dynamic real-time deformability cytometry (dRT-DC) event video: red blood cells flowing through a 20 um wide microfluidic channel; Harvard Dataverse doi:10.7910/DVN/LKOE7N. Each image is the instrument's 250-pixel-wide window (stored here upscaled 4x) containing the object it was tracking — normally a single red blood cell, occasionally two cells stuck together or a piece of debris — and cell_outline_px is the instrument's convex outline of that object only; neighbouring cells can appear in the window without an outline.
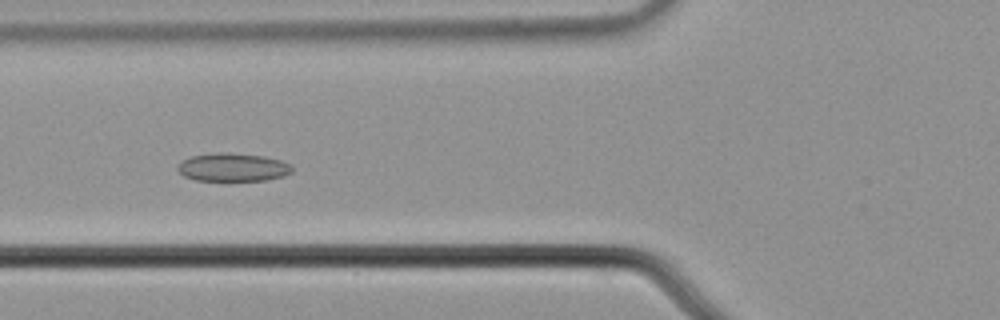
{"species": "common noctule bat (a hibernating species)", "species_latin": "Nyctalus noctula", "temperature_condition": "cold", "stored_images_in_passage": 58, "camera_frame_rate_fps": 3000, "um_per_image_px": 0.085, "animal": {"sex": "male", "body_mass_g": 21.5, "forearm_length_mm": 52.0}, "frame": {"image": 1, "passage_image": 22, "time_ms": 7.0, "image_size_px": [1000, 320], "cell_outline_px": [[292, 172], [284, 176], [264, 180], [196, 180], [184, 176], [176, 168], [184, 160], [192, 156], [220, 152], [224, 152], [264, 156], [280, 160], [292, 164]], "centroid_in_image_um": [19.83, 14.21], "position_along_channel_um": 106.0, "area_um2": 18.61}}
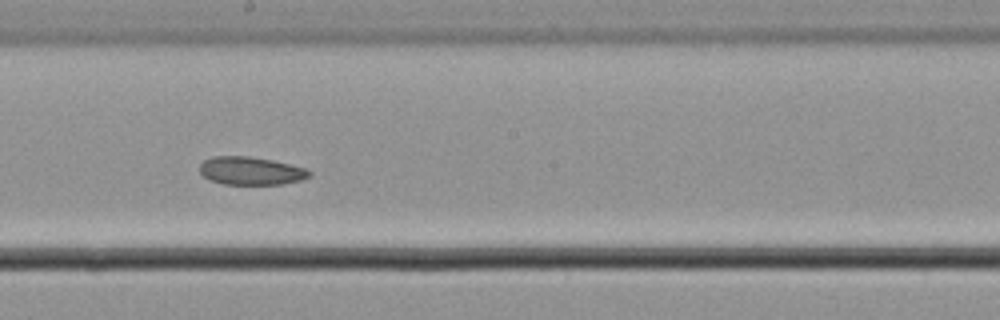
{"frame": {"image": 2, "passage_image": 32, "time_ms": 10.333, "image_size_px": [1000, 320], "cell_outline_px": [[312, 172], [308, 176], [300, 180], [284, 184], [224, 184], [208, 180], [200, 172], [200, 164], [204, 160], [212, 156], [248, 156], [272, 160], [304, 168]], "centroid_in_image_um": [21.28, 14.52], "position_along_channel_um": 226.9, "area_um2": 17.8}}
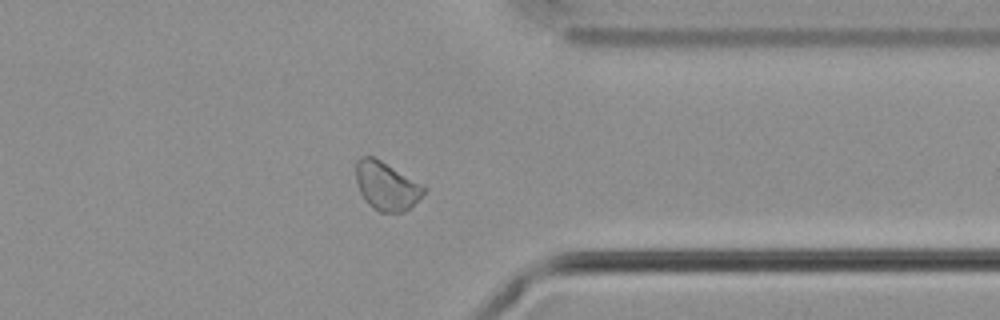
{"frame": {"image": 3, "passage_image": 45, "time_ms": 14.667, "image_size_px": [1000, 320], "cell_outline_px": [[428, 188], [404, 212], [380, 212], [372, 208], [364, 200], [360, 192], [356, 180], [356, 160], [360, 156], [372, 156], [380, 160]], "centroid_in_image_um": [32.8, 15.8], "position_along_channel_um": 378.6, "area_um2": 18.84}, "authors_computed_cell_mechanics": {"area_um2": 19.9699, "velocity_mm_per_s": 3.6318, "shape_relaxation_time_tau1_ms": null, "shape_relaxation_time_tau2_ms": 4.6934, "deformation_change_tau1": null, "deformation_change_tau2": 0.0737}}